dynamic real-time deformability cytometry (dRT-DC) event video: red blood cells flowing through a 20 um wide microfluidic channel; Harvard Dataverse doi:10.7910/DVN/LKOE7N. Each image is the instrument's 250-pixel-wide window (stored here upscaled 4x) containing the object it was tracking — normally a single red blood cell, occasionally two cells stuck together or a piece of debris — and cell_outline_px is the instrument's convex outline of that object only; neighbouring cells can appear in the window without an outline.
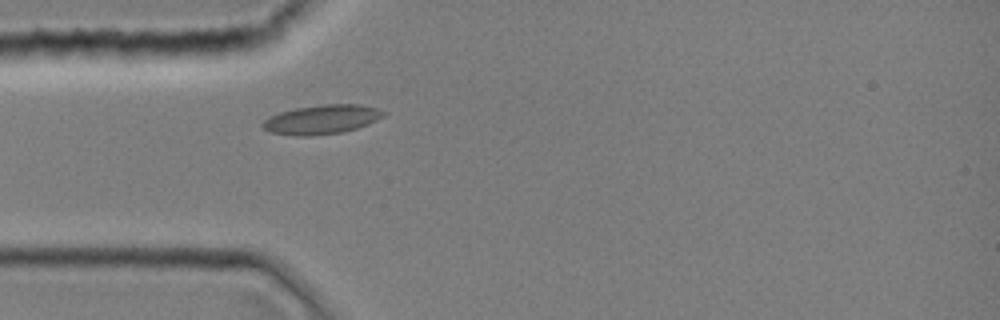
{"species": "common noctule bat (a hibernating species)", "species_latin": "Nyctalus noctula", "temperature_condition": "room temperature", "stored_images_in_passage": 26, "camera_frame_rate_fps": 3000, "um_per_image_px": 0.085, "animal": {"sex": "female", "body_mass_g": 19.0, "forearm_length_mm": 51.5}, "frame": {"image": 1, "passage_image": 1, "time_ms": 0.0, "image_size_px": [1000, 320], "cell_outline_px": [[388, 112], [384, 116], [368, 124], [356, 128], [340, 132], [308, 136], [292, 136], [272, 132], [264, 128], [260, 124], [268, 116], [280, 112], [296, 108], [324, 104], [360, 104], [376, 108]], "centroid_in_image_um": [27.34, 10.15], "position_along_channel_um": 57.7, "area_um2": 20.52}}
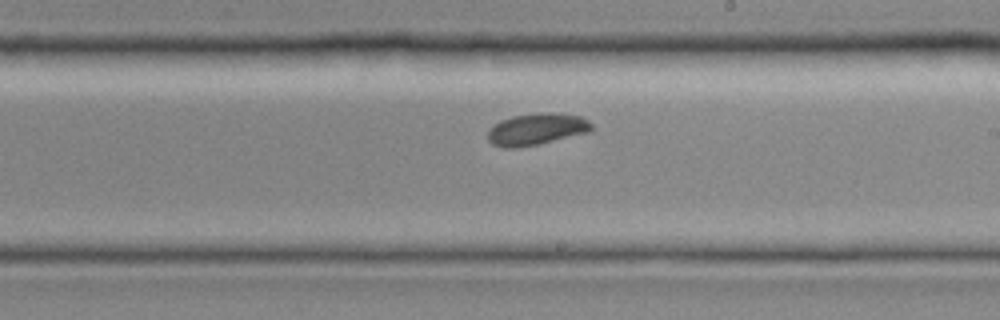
{"frame": {"image": 2, "passage_image": 14, "time_ms": 4.333, "image_size_px": [1000, 320], "cell_outline_px": [[592, 132], [540, 144], [516, 148], [504, 148], [492, 144], [488, 140], [488, 128], [500, 120], [512, 116], [540, 112], [552, 112], [580, 116], [588, 120], [592, 124]], "centroid_in_image_um": [45.61, 10.98], "position_along_channel_um": 243.4, "area_um2": 19.59}}
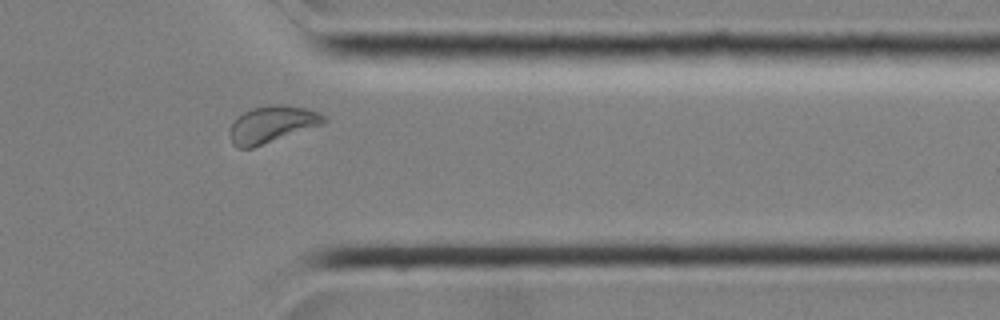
{"frame": {"image": 3, "passage_image": 24, "time_ms": 7.667, "image_size_px": [1000, 320], "cell_outline_px": [[328, 120], [324, 124], [252, 148], [236, 148], [232, 144], [228, 136], [228, 132], [232, 124], [244, 112], [252, 108], [268, 104], [284, 104], [304, 108], [320, 112]], "centroid_in_image_um": [23.11, 10.57], "position_along_channel_um": 388.3, "area_um2": 20.35}}